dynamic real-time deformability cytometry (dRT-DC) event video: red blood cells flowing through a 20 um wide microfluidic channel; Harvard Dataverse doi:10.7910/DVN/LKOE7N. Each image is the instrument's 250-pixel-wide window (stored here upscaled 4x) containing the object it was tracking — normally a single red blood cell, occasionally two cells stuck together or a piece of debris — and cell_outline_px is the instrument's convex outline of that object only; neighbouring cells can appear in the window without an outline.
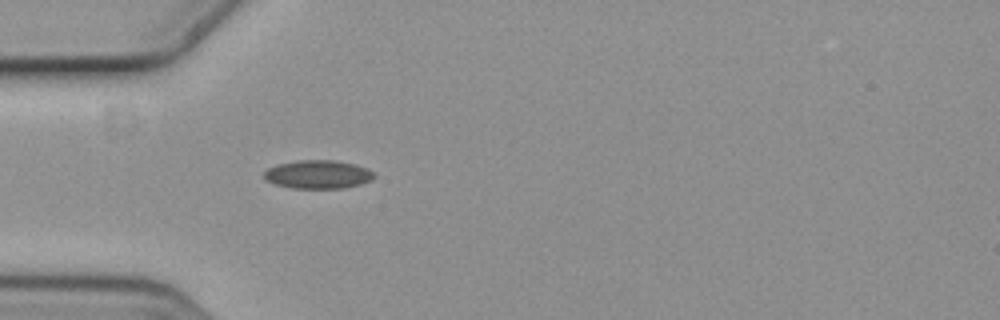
{"species": "common noctule bat (a hibernating species)", "species_latin": "Nyctalus noctula", "temperature_condition": "cold", "stored_images_in_passage": 5, "camera_frame_rate_fps": 3000, "um_per_image_px": 0.085, "animal": {"sex": "female", "body_mass_g": 19.3, "forearm_length_mm": 54.1}, "frame": {"image": 1, "passage_image": 5, "time_ms": 1.333, "image_size_px": [1000, 320], "cell_outline_px": [[376, 176], [372, 180], [360, 184], [344, 188], [292, 188], [276, 184], [264, 180], [264, 172], [268, 168], [276, 164], [300, 160], [336, 160], [356, 164], [368, 168]], "centroid_in_image_um": [27.04, 14.82], "position_along_channel_um": 58.0, "area_um2": 18.38}}